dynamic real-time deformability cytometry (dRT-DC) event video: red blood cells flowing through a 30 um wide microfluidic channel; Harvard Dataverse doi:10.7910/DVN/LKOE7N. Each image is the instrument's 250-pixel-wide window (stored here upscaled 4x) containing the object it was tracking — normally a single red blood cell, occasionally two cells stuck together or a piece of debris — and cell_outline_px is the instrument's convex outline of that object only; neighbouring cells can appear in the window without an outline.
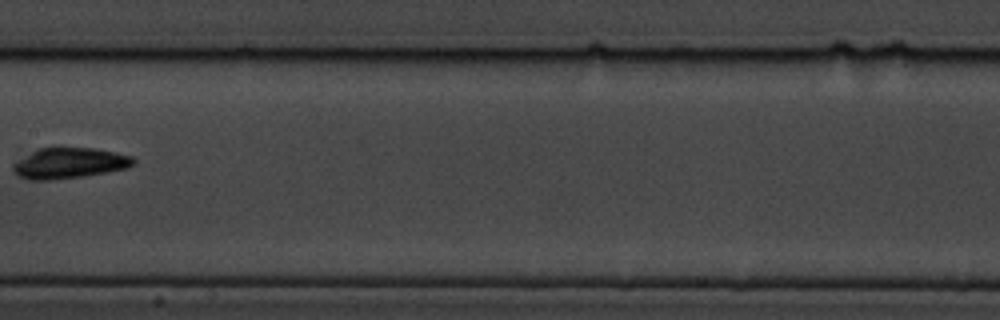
{"species": "common noctule bat (a hibernating species)", "species_latin": "Nyctalus noctula", "temperature_condition": "cold", "stored_images_in_passage": 8, "camera_frame_rate_fps": 3000, "um_per_image_px": 0.085, "animal": {"sex": "male", "body_mass_g": 19.5, "forearm_length_mm": 54.6}, "frame": {"image": 1, "passage_image": 8, "time_ms": 8.667, "image_size_px": [1000, 320], "cell_outline_px": [[136, 164], [128, 168], [80, 176], [48, 180], [28, 180], [16, 176], [12, 172], [12, 164], [16, 160], [40, 148], [56, 144], [96, 148], [116, 152], [132, 156], [136, 160]], "centroid_in_image_um": [5.86, 13.82], "position_along_channel_um": 201.5, "area_um2": 22.37}}